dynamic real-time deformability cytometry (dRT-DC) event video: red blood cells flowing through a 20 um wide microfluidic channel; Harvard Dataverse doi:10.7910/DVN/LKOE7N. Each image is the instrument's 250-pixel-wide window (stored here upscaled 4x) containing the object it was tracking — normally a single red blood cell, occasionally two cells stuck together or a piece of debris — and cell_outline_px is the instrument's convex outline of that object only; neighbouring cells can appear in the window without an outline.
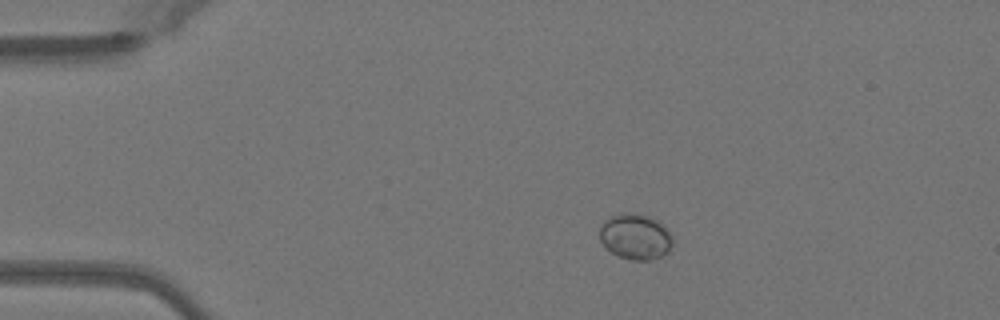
{"species": "Egyptian fruit bat (a non-hibernating species)", "species_latin": "Rousettus aegyptiacus", "temperature_condition": "warm", "stored_images_in_passage": 41, "camera_frame_rate_fps": 3000, "um_per_image_px": 0.085, "animal": {"sex": "female"}, "frame": {"image": 1, "passage_image": 1, "time_ms": 0.0, "image_size_px": [1000, 320], "cell_outline_px": [[672, 244], [668, 252], [652, 260], [628, 260], [612, 252], [600, 240], [600, 224], [604, 220], [612, 216], [624, 212], [628, 212], [648, 216], [656, 220], [668, 228], [672, 236]], "centroid_in_image_um": [54.02, 20.11], "position_along_channel_um": 31.0, "area_um2": 19.42}}
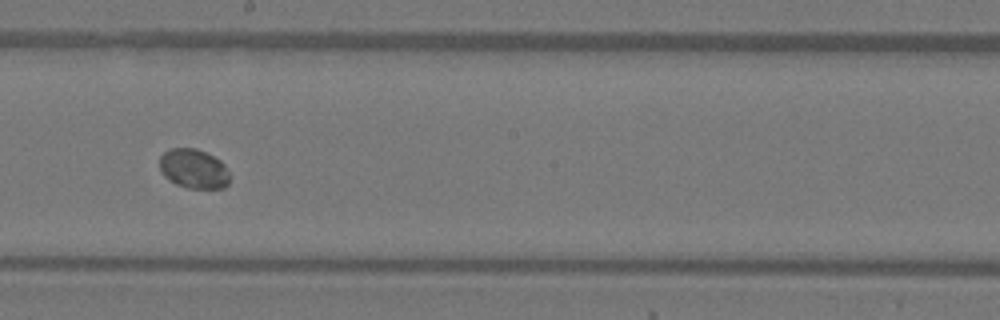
{"frame": {"image": 2, "passage_image": 20, "time_ms": 6.333, "image_size_px": [1000, 320], "cell_outline_px": [[228, 184], [224, 188], [188, 188], [176, 184], [168, 180], [164, 176], [160, 168], [160, 156], [168, 148], [196, 148], [220, 160], [224, 164], [228, 172]], "centroid_in_image_um": [16.44, 14.34], "position_along_channel_um": 231.8, "area_um2": 16.07}}
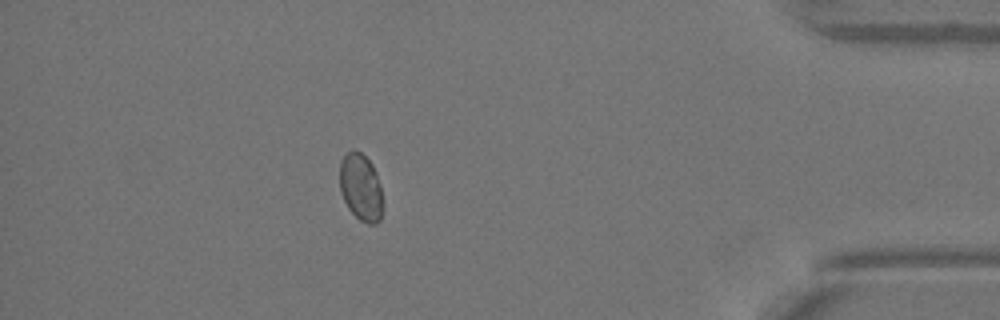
{"frame": {"image": 3, "passage_image": 36, "time_ms": 11.667, "image_size_px": [1000, 320], "cell_outline_px": [[380, 220], [376, 224], [368, 224], [360, 220], [348, 208], [340, 192], [340, 160], [352, 148], [360, 152], [372, 164], [376, 172], [380, 184]], "centroid_in_image_um": [30.63, 15.89], "position_along_channel_um": 404.6, "area_um2": 16.59}, "authors_computed_cell_mechanics": {"area_um2": 16.6464, "velocity_mm_per_s": 4.0514, "shape_relaxation_time_tau1_ms": 0.0245, "shape_relaxation_time_tau2_ms": null, "deformation_change_tau1": 0.0008, "deformation_change_tau2": null}}